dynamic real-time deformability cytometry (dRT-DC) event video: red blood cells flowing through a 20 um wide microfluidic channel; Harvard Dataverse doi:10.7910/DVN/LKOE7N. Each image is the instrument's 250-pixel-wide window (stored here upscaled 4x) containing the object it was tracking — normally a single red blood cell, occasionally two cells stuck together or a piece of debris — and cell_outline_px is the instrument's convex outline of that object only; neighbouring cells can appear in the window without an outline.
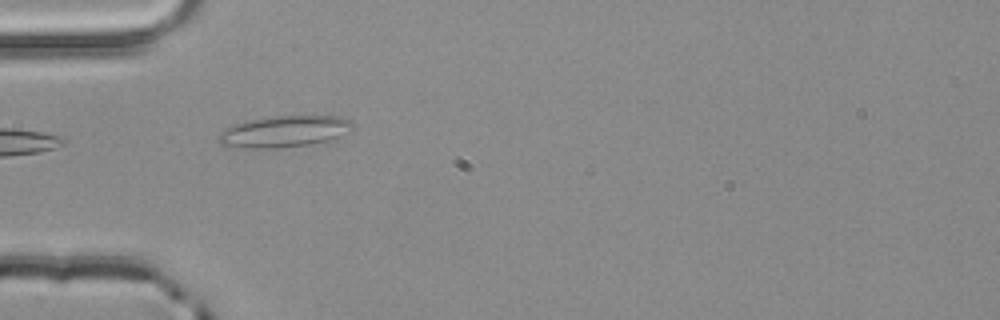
{"species": "common noctule bat (a hibernating species)", "species_latin": "Nyctalus noctula", "temperature_condition": "room temperature", "stored_images_in_passage": 2, "camera_frame_rate_fps": 3000, "um_per_image_px": 0.085, "animal": {"sex": "male", "body_mass_g": 20.4}, "frame": {"image": 1, "passage_image": 2, "time_ms": 0.333, "image_size_px": [1000, 320], "cell_outline_px": [[352, 128], [340, 136], [328, 140], [312, 144], [276, 148], [244, 148], [220, 144], [216, 136], [228, 128], [236, 124], [252, 120], [276, 116], [340, 116], [352, 120]], "centroid_in_image_um": [24.19, 11.18], "position_along_channel_um": 60.8, "area_um2": 24.22}}